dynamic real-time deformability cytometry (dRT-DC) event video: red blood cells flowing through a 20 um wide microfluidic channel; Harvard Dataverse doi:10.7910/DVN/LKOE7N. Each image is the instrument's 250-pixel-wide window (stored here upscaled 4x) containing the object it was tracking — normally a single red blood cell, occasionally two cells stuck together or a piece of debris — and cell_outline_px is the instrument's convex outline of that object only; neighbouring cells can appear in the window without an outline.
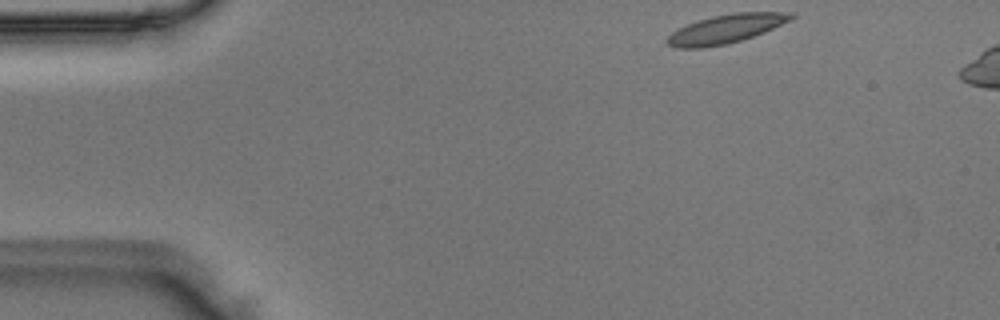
{"species": "Egyptian fruit bat (a non-hibernating species)", "species_latin": "Rousettus aegyptiacus", "temperature_condition": "room temperature", "stored_images_in_passage": 6, "camera_frame_rate_fps": 3000, "um_per_image_px": 0.085, "animal": {"sex": "male"}, "frame": {"image": 1, "passage_image": 1, "time_ms": 0.0, "image_size_px": [1000, 320], "cell_outline_px": [[796, 16], [792, 20], [764, 32], [728, 44], [704, 48], [676, 48], [668, 44], [664, 40], [672, 32], [688, 24], [712, 16], [732, 12], [792, 12]], "centroid_in_image_um": [61.72, 2.45], "position_along_channel_um": 23.3, "area_um2": 20.81}}